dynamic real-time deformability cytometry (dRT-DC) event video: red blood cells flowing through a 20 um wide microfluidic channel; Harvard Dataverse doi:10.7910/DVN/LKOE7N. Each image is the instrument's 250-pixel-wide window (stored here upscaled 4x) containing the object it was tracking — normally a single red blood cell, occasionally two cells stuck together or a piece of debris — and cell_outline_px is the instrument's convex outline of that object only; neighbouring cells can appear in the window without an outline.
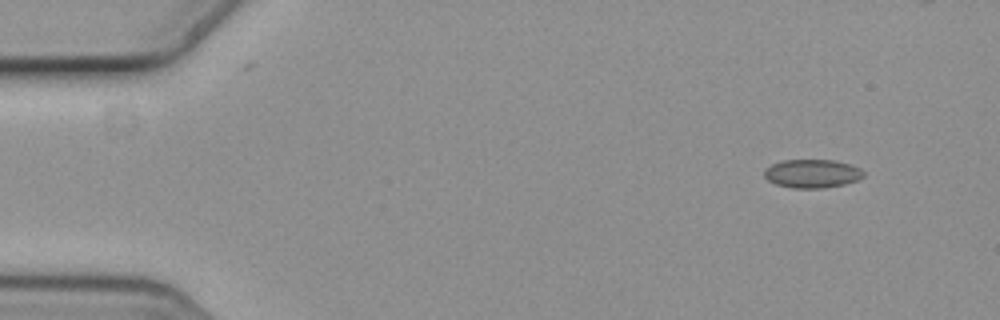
{"species": "common noctule bat (a hibernating species)", "species_latin": "Nyctalus noctula", "temperature_condition": "cold", "stored_images_in_passage": 5, "segment_of_instrument_passage": [2, 2], "camera_frame_rate_fps": 3000, "um_per_image_px": 0.085, "animal": {"sex": "female", "body_mass_g": 19.3, "forearm_length_mm": 54.1}, "frame": {"image": 1, "passage_image": 5, "time_ms": 1.333, "image_size_px": [1000, 320], "cell_outline_px": [[864, 176], [856, 180], [844, 184], [820, 188], [792, 188], [776, 184], [768, 180], [764, 176], [764, 168], [780, 160], [836, 160], [852, 164], [860, 168], [864, 172]], "centroid_in_image_um": [69.02, 14.74], "position_along_channel_um": 16.0, "area_um2": 16.59}}